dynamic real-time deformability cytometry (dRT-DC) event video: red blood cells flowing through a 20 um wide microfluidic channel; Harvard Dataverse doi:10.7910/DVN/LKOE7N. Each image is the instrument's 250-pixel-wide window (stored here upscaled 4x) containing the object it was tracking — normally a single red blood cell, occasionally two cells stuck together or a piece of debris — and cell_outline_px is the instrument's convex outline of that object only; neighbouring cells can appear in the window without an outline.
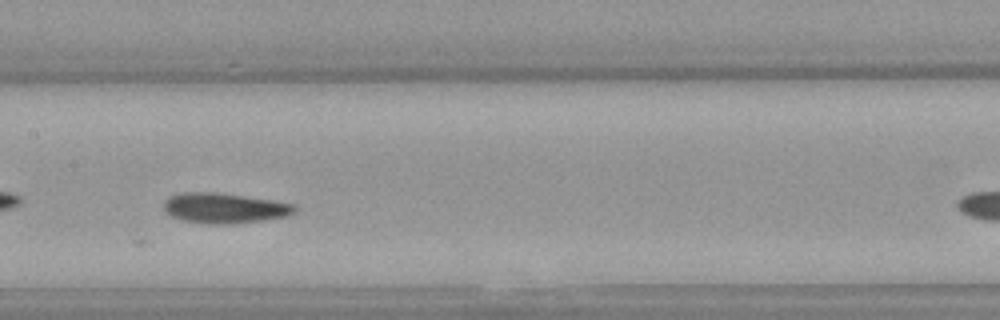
{"species": "Egyptian fruit bat (a non-hibernating species)", "species_latin": "Rousettus aegyptiacus", "temperature_condition": "warm", "stored_images_in_passage": 31, "camera_frame_rate_fps": 3000, "um_per_image_px": 0.085, "animal": {"sex": "female"}, "frame": {"image": 1, "passage_image": 17, "time_ms": 5.333, "image_size_px": [1000, 320], "cell_outline_px": [[296, 208], [288, 216], [232, 224], [208, 224], [184, 220], [172, 216], [164, 208], [164, 200], [168, 196], [180, 192], [216, 192], [272, 200], [296, 204]], "centroid_in_image_um": [19.05, 17.67], "position_along_channel_um": 188.3, "area_um2": 22.95}}